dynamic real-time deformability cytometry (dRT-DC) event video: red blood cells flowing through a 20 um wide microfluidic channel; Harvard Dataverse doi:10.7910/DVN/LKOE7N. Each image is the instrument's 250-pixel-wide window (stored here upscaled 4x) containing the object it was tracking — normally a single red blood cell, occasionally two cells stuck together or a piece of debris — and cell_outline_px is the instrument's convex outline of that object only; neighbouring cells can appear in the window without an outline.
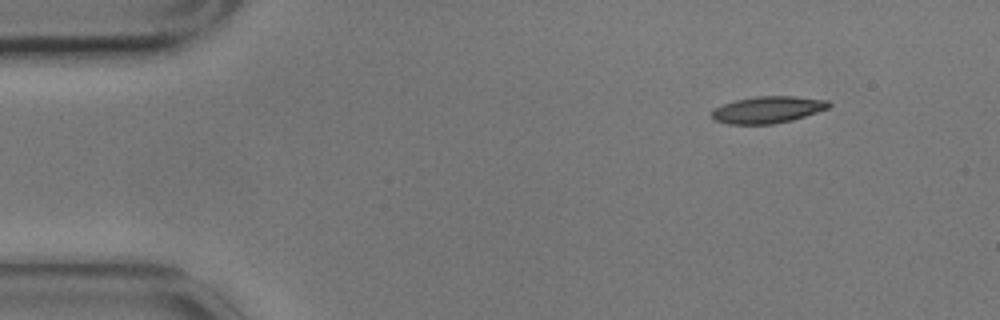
{"species": "common noctule bat (a hibernating species)", "species_latin": "Nyctalus noctula", "temperature_condition": "cold", "stored_images_in_passage": 5, "camera_frame_rate_fps": 3000, "um_per_image_px": 0.085, "animal": {"sex": "male", "body_mass_g": 17.9}, "frame": {"image": 1, "passage_image": 1, "time_ms": 0.0, "image_size_px": [1000, 320], "cell_outline_px": [[832, 104], [828, 108], [792, 120], [772, 124], [728, 124], [716, 120], [712, 116], [712, 112], [716, 108], [724, 104], [736, 100], [756, 96], [796, 96], [828, 100]], "centroid_in_image_um": [65.29, 9.32], "position_along_channel_um": 19.7, "area_um2": 18.09}}
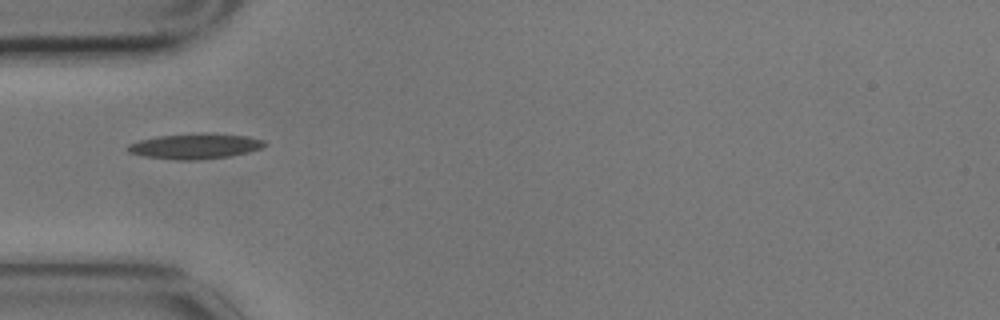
{"frame": {"image": 2, "passage_image": 4, "time_ms": 1.0, "image_size_px": [1000, 320], "cell_outline_px": [[268, 144], [264, 148], [232, 156], [192, 160], [176, 160], [144, 156], [128, 152], [124, 148], [128, 144], [140, 140], [156, 136], [204, 132], [248, 136], [264, 140]], "centroid_in_image_um": [16.6, 12.41], "position_along_channel_um": 68.4, "area_um2": 20.58}}